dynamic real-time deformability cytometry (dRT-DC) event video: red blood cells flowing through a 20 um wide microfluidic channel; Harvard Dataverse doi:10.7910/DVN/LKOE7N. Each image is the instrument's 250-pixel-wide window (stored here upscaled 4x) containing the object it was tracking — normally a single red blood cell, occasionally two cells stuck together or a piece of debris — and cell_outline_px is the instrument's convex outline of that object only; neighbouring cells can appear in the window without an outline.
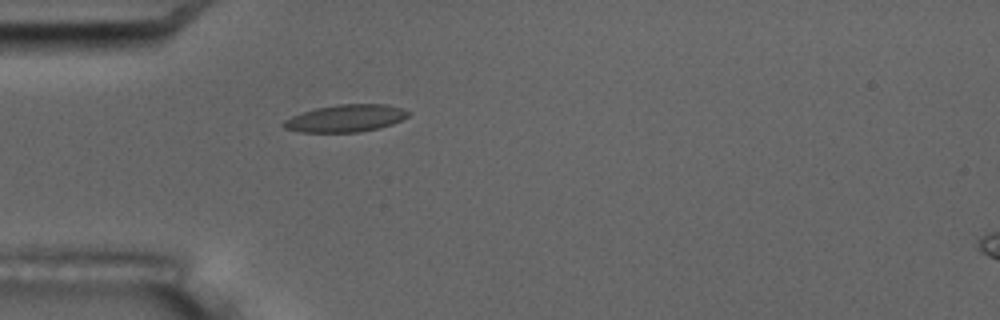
{"species": "common noctule bat (a hibernating species)", "species_latin": "Nyctalus noctula", "temperature_condition": "room temperature", "stored_images_in_passage": 4, "segment_of_instrument_passage": [1, 2], "camera_frame_rate_fps": 3000, "um_per_image_px": 0.085, "animal": {"sex": "male", "body_mass_g": 17.5, "forearm_length_mm": 52.3}, "frame": {"image": 1, "passage_image": 3, "time_ms": 2.333, "image_size_px": [1000, 320], "cell_outline_px": [[412, 112], [408, 116], [392, 124], [380, 128], [360, 132], [300, 132], [284, 128], [280, 124], [284, 120], [292, 116], [316, 108], [336, 104], [384, 104], [404, 108]], "centroid_in_image_um": [29.4, 10.05], "position_along_channel_um": 55.6, "area_um2": 19.94}}